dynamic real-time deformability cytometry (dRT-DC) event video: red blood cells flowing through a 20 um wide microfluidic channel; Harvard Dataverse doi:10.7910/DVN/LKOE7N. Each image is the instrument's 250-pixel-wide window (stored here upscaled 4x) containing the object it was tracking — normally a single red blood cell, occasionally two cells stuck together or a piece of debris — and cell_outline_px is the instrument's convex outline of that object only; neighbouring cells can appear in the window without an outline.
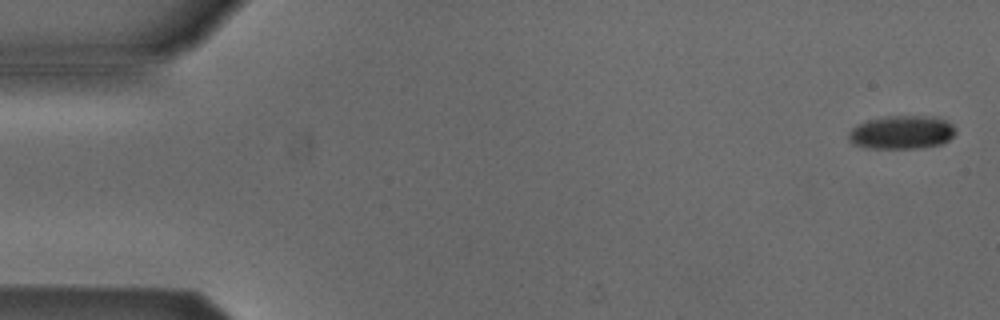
{"species": "Egyptian fruit bat (a non-hibernating species)", "species_latin": "Rousettus aegyptiacus", "temperature_condition": "cold", "stored_images_in_passage": 4, "camera_frame_rate_fps": 3000, "um_per_image_px": 0.085, "animal": {"sex": "male"}, "frame": {"image": 1, "passage_image": 1, "time_ms": 0.0, "image_size_px": [1000, 320], "cell_outline_px": [[956, 132], [948, 140], [940, 144], [920, 148], [864, 148], [852, 144], [848, 140], [848, 132], [856, 124], [868, 120], [888, 116], [932, 116], [944, 120], [952, 124]], "centroid_in_image_um": [76.59, 11.25], "position_along_channel_um": 8.4, "area_um2": 20.92}}
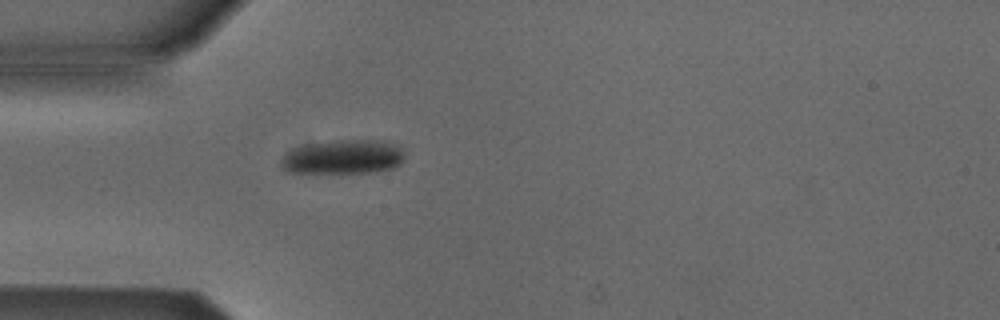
{"frame": {"image": 2, "passage_image": 4, "time_ms": 4.667, "image_size_px": [1000, 320], "cell_outline_px": [[404, 160], [400, 164], [392, 168], [376, 172], [288, 172], [280, 164], [280, 160], [288, 152], [304, 144], [332, 140], [384, 140], [400, 148], [404, 152]], "centroid_in_image_um": [29.19, 13.33], "position_along_channel_um": 55.8, "area_um2": 24.57}}